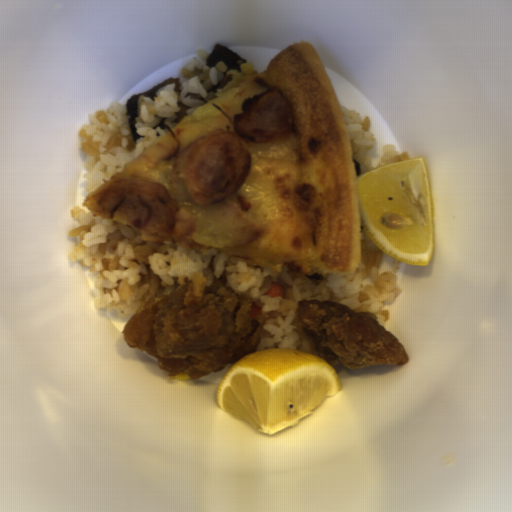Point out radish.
<instances>
[{"label":"radish","mask_w":512,"mask_h":512,"mask_svg":"<svg viewBox=\"0 0 512 512\" xmlns=\"http://www.w3.org/2000/svg\"><path fill=\"white\" fill-rule=\"evenodd\" d=\"M263 294H264V296H268V297H272V298L273 297H282L285 294L284 289H283V284L272 283L269 290Z\"/></svg>","instance_id":"1f323893"},{"label":"radish","mask_w":512,"mask_h":512,"mask_svg":"<svg viewBox=\"0 0 512 512\" xmlns=\"http://www.w3.org/2000/svg\"><path fill=\"white\" fill-rule=\"evenodd\" d=\"M260 312H261L260 307L257 306L256 304H252V306L250 308V316H252L253 318L256 319L258 317V315L260 314Z\"/></svg>","instance_id":"8e3532e8"}]
</instances>
